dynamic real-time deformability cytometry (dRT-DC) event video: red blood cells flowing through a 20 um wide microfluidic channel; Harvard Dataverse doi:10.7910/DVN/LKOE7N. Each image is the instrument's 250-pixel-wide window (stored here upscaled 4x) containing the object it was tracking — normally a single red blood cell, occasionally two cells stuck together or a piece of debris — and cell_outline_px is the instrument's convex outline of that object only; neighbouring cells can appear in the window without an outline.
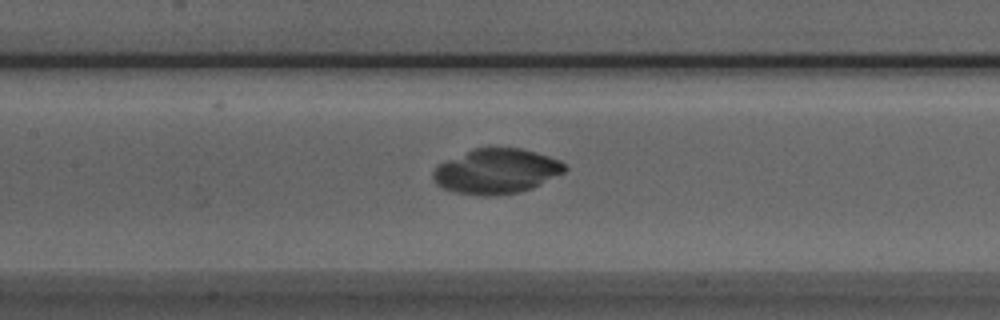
{"species": "Egyptian fruit bat (a non-hibernating species)", "species_latin": "Rousettus aegyptiacus", "temperature_condition": "room temperature", "stored_images_in_passage": 30, "camera_frame_rate_fps": 3000, "um_per_image_px": 0.085, "animal": {"sex": "male"}, "frame": {"image": 1, "passage_image": 11, "time_ms": 3.333, "image_size_px": [1000, 320], "cell_outline_px": [[568, 168], [564, 172], [532, 188], [520, 192], [488, 196], [480, 196], [456, 192], [444, 188], [436, 184], [432, 176], [432, 172], [436, 164], [472, 148], [520, 148], [536, 152], [560, 160]], "centroid_in_image_um": [42.16, 14.55], "position_along_channel_um": 165.2, "area_um2": 34.62}}
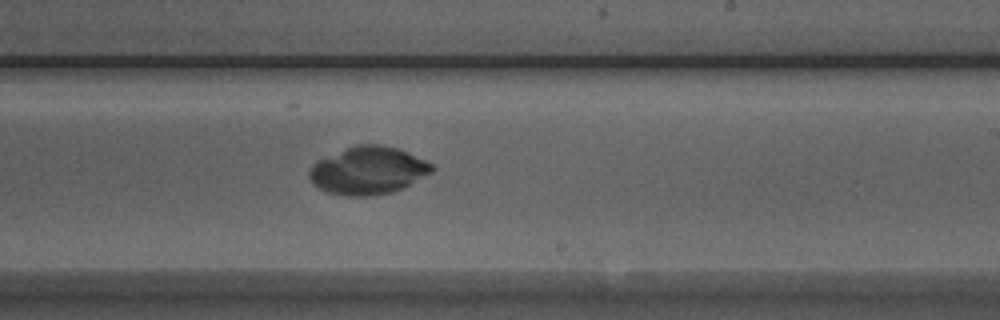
{"frame": {"image": 2, "passage_image": 18, "time_ms": 5.667, "image_size_px": [1000, 320], "cell_outline_px": [[436, 168], [432, 172], [404, 188], [392, 192], [376, 196], [344, 196], [328, 192], [312, 184], [308, 176], [308, 172], [312, 164], [316, 160], [356, 144], [380, 144], [396, 148], [408, 152], [432, 164]], "centroid_in_image_um": [31.27, 14.5], "position_along_channel_um": 257.7, "area_um2": 34.39}}
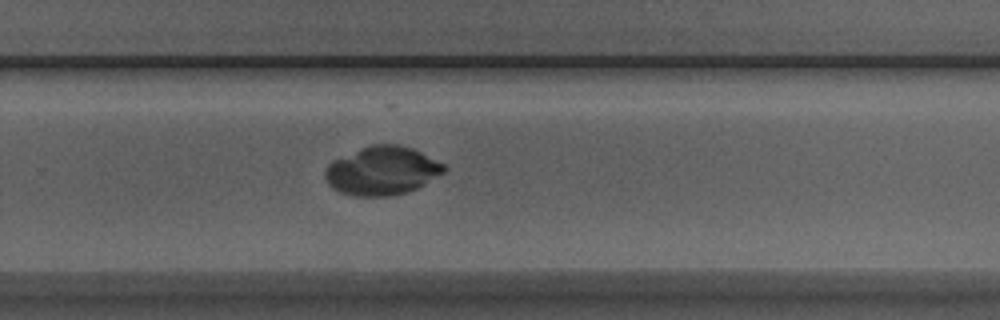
{"frame": {"image": 3, "passage_image": 21, "time_ms": 6.667, "image_size_px": [1000, 320], "cell_outline_px": [[448, 168], [444, 172], [424, 184], [408, 192], [388, 196], [352, 196], [340, 192], [332, 188], [328, 184], [324, 176], [324, 172], [328, 164], [332, 160], [372, 144], [400, 144], [412, 148], [444, 164]], "centroid_in_image_um": [32.45, 14.52], "position_along_channel_um": 297.3, "area_um2": 33.64}}